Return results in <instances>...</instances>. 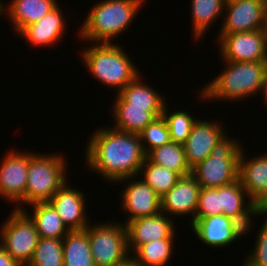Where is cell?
Instances as JSON below:
<instances>
[{"instance_id":"6da1fadb","label":"cell","mask_w":267,"mask_h":266,"mask_svg":"<svg viewBox=\"0 0 267 266\" xmlns=\"http://www.w3.org/2000/svg\"><path fill=\"white\" fill-rule=\"evenodd\" d=\"M90 137L84 150V163L89 171L111 184L129 177L138 178L146 158L139 134L102 126Z\"/></svg>"},{"instance_id":"7a4b0ae2","label":"cell","mask_w":267,"mask_h":266,"mask_svg":"<svg viewBox=\"0 0 267 266\" xmlns=\"http://www.w3.org/2000/svg\"><path fill=\"white\" fill-rule=\"evenodd\" d=\"M223 63L225 67L220 74L200 89L199 98L203 99L201 102L230 100L236 103L247 97L251 99L255 94L260 95L267 79L266 61Z\"/></svg>"},{"instance_id":"3957f363","label":"cell","mask_w":267,"mask_h":266,"mask_svg":"<svg viewBox=\"0 0 267 266\" xmlns=\"http://www.w3.org/2000/svg\"><path fill=\"white\" fill-rule=\"evenodd\" d=\"M146 0H102L90 9L78 30L79 39L89 43H112L136 19ZM130 25V26H129Z\"/></svg>"},{"instance_id":"277c9868","label":"cell","mask_w":267,"mask_h":266,"mask_svg":"<svg viewBox=\"0 0 267 266\" xmlns=\"http://www.w3.org/2000/svg\"><path fill=\"white\" fill-rule=\"evenodd\" d=\"M82 50L81 59L94 79L119 93L141 72L134 65L128 53L114 43H90ZM96 44V45H95Z\"/></svg>"},{"instance_id":"5b68a950","label":"cell","mask_w":267,"mask_h":266,"mask_svg":"<svg viewBox=\"0 0 267 266\" xmlns=\"http://www.w3.org/2000/svg\"><path fill=\"white\" fill-rule=\"evenodd\" d=\"M59 152L41 154L29 151L28 178L23 204L48 202L68 181V162ZM68 176V177H66Z\"/></svg>"},{"instance_id":"8992f818","label":"cell","mask_w":267,"mask_h":266,"mask_svg":"<svg viewBox=\"0 0 267 266\" xmlns=\"http://www.w3.org/2000/svg\"><path fill=\"white\" fill-rule=\"evenodd\" d=\"M222 138L211 150V154L191 169V175L201 188H217L239 179V158L242 142Z\"/></svg>"},{"instance_id":"52a82bcc","label":"cell","mask_w":267,"mask_h":266,"mask_svg":"<svg viewBox=\"0 0 267 266\" xmlns=\"http://www.w3.org/2000/svg\"><path fill=\"white\" fill-rule=\"evenodd\" d=\"M95 266H116L130 256L127 230L124 223L107 221L85 228Z\"/></svg>"},{"instance_id":"ba28073f","label":"cell","mask_w":267,"mask_h":266,"mask_svg":"<svg viewBox=\"0 0 267 266\" xmlns=\"http://www.w3.org/2000/svg\"><path fill=\"white\" fill-rule=\"evenodd\" d=\"M0 227V245L21 265L27 266L40 236L32 219L23 211L13 209Z\"/></svg>"},{"instance_id":"9c48e42d","label":"cell","mask_w":267,"mask_h":266,"mask_svg":"<svg viewBox=\"0 0 267 266\" xmlns=\"http://www.w3.org/2000/svg\"><path fill=\"white\" fill-rule=\"evenodd\" d=\"M219 54L224 61L253 62L267 60V39L263 29L218 34Z\"/></svg>"},{"instance_id":"30bf717a","label":"cell","mask_w":267,"mask_h":266,"mask_svg":"<svg viewBox=\"0 0 267 266\" xmlns=\"http://www.w3.org/2000/svg\"><path fill=\"white\" fill-rule=\"evenodd\" d=\"M10 149L2 162L0 161V197L7 202L15 204L17 210H23V197L25 196L29 151ZM21 205V206H20Z\"/></svg>"},{"instance_id":"8fae6325","label":"cell","mask_w":267,"mask_h":266,"mask_svg":"<svg viewBox=\"0 0 267 266\" xmlns=\"http://www.w3.org/2000/svg\"><path fill=\"white\" fill-rule=\"evenodd\" d=\"M266 7L264 0H226L223 13L225 21H222L218 34L263 29Z\"/></svg>"},{"instance_id":"7c38bea8","label":"cell","mask_w":267,"mask_h":266,"mask_svg":"<svg viewBox=\"0 0 267 266\" xmlns=\"http://www.w3.org/2000/svg\"><path fill=\"white\" fill-rule=\"evenodd\" d=\"M116 183L127 184H122L125 187L120 194L122 197L120 208L125 211L124 215L128 214L124 224L136 218L154 216L161 212V198L142 178L139 180L136 176L129 177Z\"/></svg>"},{"instance_id":"4fadbf2b","label":"cell","mask_w":267,"mask_h":266,"mask_svg":"<svg viewBox=\"0 0 267 266\" xmlns=\"http://www.w3.org/2000/svg\"><path fill=\"white\" fill-rule=\"evenodd\" d=\"M191 228L196 238L208 247L226 248L245 235V228L223 214L194 219Z\"/></svg>"},{"instance_id":"5bb4252c","label":"cell","mask_w":267,"mask_h":266,"mask_svg":"<svg viewBox=\"0 0 267 266\" xmlns=\"http://www.w3.org/2000/svg\"><path fill=\"white\" fill-rule=\"evenodd\" d=\"M172 220L174 221V218L160 212L154 216L140 217L128 221L125 227L130 254L132 255L140 246L150 241L175 239L177 227Z\"/></svg>"},{"instance_id":"9a60e30c","label":"cell","mask_w":267,"mask_h":266,"mask_svg":"<svg viewBox=\"0 0 267 266\" xmlns=\"http://www.w3.org/2000/svg\"><path fill=\"white\" fill-rule=\"evenodd\" d=\"M222 123L218 120L197 119L187 140L183 143L186 160L191 169L208 157L214 146L228 134L223 131Z\"/></svg>"},{"instance_id":"2e32d148","label":"cell","mask_w":267,"mask_h":266,"mask_svg":"<svg viewBox=\"0 0 267 266\" xmlns=\"http://www.w3.org/2000/svg\"><path fill=\"white\" fill-rule=\"evenodd\" d=\"M200 190L199 183L191 174L182 176L161 198V212L171 218L192 216L191 223L197 212Z\"/></svg>"},{"instance_id":"e0dca14e","label":"cell","mask_w":267,"mask_h":266,"mask_svg":"<svg viewBox=\"0 0 267 266\" xmlns=\"http://www.w3.org/2000/svg\"><path fill=\"white\" fill-rule=\"evenodd\" d=\"M78 190L67 181L48 201L70 231L83 230L90 225L84 192Z\"/></svg>"},{"instance_id":"ac0fdd59","label":"cell","mask_w":267,"mask_h":266,"mask_svg":"<svg viewBox=\"0 0 267 266\" xmlns=\"http://www.w3.org/2000/svg\"><path fill=\"white\" fill-rule=\"evenodd\" d=\"M245 150L242 148L239 158V179L249 199L261 210L267 204V153L248 158Z\"/></svg>"},{"instance_id":"d6986e66","label":"cell","mask_w":267,"mask_h":266,"mask_svg":"<svg viewBox=\"0 0 267 266\" xmlns=\"http://www.w3.org/2000/svg\"><path fill=\"white\" fill-rule=\"evenodd\" d=\"M220 209H223V215L233 218L246 229L244 236L250 232V229L251 231L253 230L254 219H252V217H260L261 211L260 208L249 199L240 179L220 187Z\"/></svg>"},{"instance_id":"ffe728a7","label":"cell","mask_w":267,"mask_h":266,"mask_svg":"<svg viewBox=\"0 0 267 266\" xmlns=\"http://www.w3.org/2000/svg\"><path fill=\"white\" fill-rule=\"evenodd\" d=\"M113 102L111 112L114 123L111 128L134 134H139L148 124L161 117L165 108L131 106L119 93Z\"/></svg>"},{"instance_id":"44dd1931","label":"cell","mask_w":267,"mask_h":266,"mask_svg":"<svg viewBox=\"0 0 267 266\" xmlns=\"http://www.w3.org/2000/svg\"><path fill=\"white\" fill-rule=\"evenodd\" d=\"M58 3L39 21L25 27L18 35L30 43L31 47H54L62 41L67 21ZM66 26V27H65Z\"/></svg>"},{"instance_id":"7402d4cb","label":"cell","mask_w":267,"mask_h":266,"mask_svg":"<svg viewBox=\"0 0 267 266\" xmlns=\"http://www.w3.org/2000/svg\"><path fill=\"white\" fill-rule=\"evenodd\" d=\"M59 2L57 0H11L5 4L0 0V17L8 15L17 35L27 26L39 21Z\"/></svg>"},{"instance_id":"603a6c76","label":"cell","mask_w":267,"mask_h":266,"mask_svg":"<svg viewBox=\"0 0 267 266\" xmlns=\"http://www.w3.org/2000/svg\"><path fill=\"white\" fill-rule=\"evenodd\" d=\"M32 212L23 211L32 219L40 238L63 239L70 230L49 202H37L31 205ZM32 215H31V214Z\"/></svg>"},{"instance_id":"cb8c5ba5","label":"cell","mask_w":267,"mask_h":266,"mask_svg":"<svg viewBox=\"0 0 267 266\" xmlns=\"http://www.w3.org/2000/svg\"><path fill=\"white\" fill-rule=\"evenodd\" d=\"M192 35L196 40L205 37L210 25L223 18L226 0H191ZM206 33V34H205Z\"/></svg>"},{"instance_id":"d4e9b609","label":"cell","mask_w":267,"mask_h":266,"mask_svg":"<svg viewBox=\"0 0 267 266\" xmlns=\"http://www.w3.org/2000/svg\"><path fill=\"white\" fill-rule=\"evenodd\" d=\"M62 247L64 266H95L85 229L70 231L62 239Z\"/></svg>"},{"instance_id":"484cf974","label":"cell","mask_w":267,"mask_h":266,"mask_svg":"<svg viewBox=\"0 0 267 266\" xmlns=\"http://www.w3.org/2000/svg\"><path fill=\"white\" fill-rule=\"evenodd\" d=\"M146 157L156 165L171 169L181 176L191 174L183 144L169 142L151 150Z\"/></svg>"},{"instance_id":"4316f807","label":"cell","mask_w":267,"mask_h":266,"mask_svg":"<svg viewBox=\"0 0 267 266\" xmlns=\"http://www.w3.org/2000/svg\"><path fill=\"white\" fill-rule=\"evenodd\" d=\"M139 74L131 83H128L119 94L131 104L138 107H165L166 99L152 86L144 83ZM142 77V78H141ZM143 81V82H142Z\"/></svg>"},{"instance_id":"83f0119b","label":"cell","mask_w":267,"mask_h":266,"mask_svg":"<svg viewBox=\"0 0 267 266\" xmlns=\"http://www.w3.org/2000/svg\"><path fill=\"white\" fill-rule=\"evenodd\" d=\"M174 241L175 239L150 241L140 246L131 257L140 266H168L175 251Z\"/></svg>"},{"instance_id":"f1b7e54d","label":"cell","mask_w":267,"mask_h":266,"mask_svg":"<svg viewBox=\"0 0 267 266\" xmlns=\"http://www.w3.org/2000/svg\"><path fill=\"white\" fill-rule=\"evenodd\" d=\"M139 175L162 198L182 177L179 173L151 162L147 157Z\"/></svg>"},{"instance_id":"f546056e","label":"cell","mask_w":267,"mask_h":266,"mask_svg":"<svg viewBox=\"0 0 267 266\" xmlns=\"http://www.w3.org/2000/svg\"><path fill=\"white\" fill-rule=\"evenodd\" d=\"M27 266H64L62 239L40 238Z\"/></svg>"},{"instance_id":"4dcf8cb0","label":"cell","mask_w":267,"mask_h":266,"mask_svg":"<svg viewBox=\"0 0 267 266\" xmlns=\"http://www.w3.org/2000/svg\"><path fill=\"white\" fill-rule=\"evenodd\" d=\"M162 116L168 125L170 140L181 144L187 140L193 125L198 119L194 115L192 116L190 113L188 114L187 111L185 112V110L179 111L176 109L175 111H172L171 109L170 112L167 104L165 105Z\"/></svg>"},{"instance_id":"1f68e13d","label":"cell","mask_w":267,"mask_h":266,"mask_svg":"<svg viewBox=\"0 0 267 266\" xmlns=\"http://www.w3.org/2000/svg\"><path fill=\"white\" fill-rule=\"evenodd\" d=\"M139 137L146 155L154 148L171 142L169 128L163 116L148 124L139 133Z\"/></svg>"},{"instance_id":"d6a6232c","label":"cell","mask_w":267,"mask_h":266,"mask_svg":"<svg viewBox=\"0 0 267 266\" xmlns=\"http://www.w3.org/2000/svg\"><path fill=\"white\" fill-rule=\"evenodd\" d=\"M260 216H263L264 223L259 226L258 233L255 238L254 248L249 252L251 254L245 257L242 266H267V216L260 211Z\"/></svg>"},{"instance_id":"836d02e7","label":"cell","mask_w":267,"mask_h":266,"mask_svg":"<svg viewBox=\"0 0 267 266\" xmlns=\"http://www.w3.org/2000/svg\"><path fill=\"white\" fill-rule=\"evenodd\" d=\"M220 214H223V209H220V187L201 188L194 219Z\"/></svg>"},{"instance_id":"e575fe53","label":"cell","mask_w":267,"mask_h":266,"mask_svg":"<svg viewBox=\"0 0 267 266\" xmlns=\"http://www.w3.org/2000/svg\"><path fill=\"white\" fill-rule=\"evenodd\" d=\"M0 266L21 265L0 245Z\"/></svg>"},{"instance_id":"d590c367","label":"cell","mask_w":267,"mask_h":266,"mask_svg":"<svg viewBox=\"0 0 267 266\" xmlns=\"http://www.w3.org/2000/svg\"><path fill=\"white\" fill-rule=\"evenodd\" d=\"M116 266H140L131 256L124 262L117 264Z\"/></svg>"},{"instance_id":"8d00e7d4","label":"cell","mask_w":267,"mask_h":266,"mask_svg":"<svg viewBox=\"0 0 267 266\" xmlns=\"http://www.w3.org/2000/svg\"><path fill=\"white\" fill-rule=\"evenodd\" d=\"M262 98H264L263 102L266 103L265 106L267 105V79L265 81V84L263 85L262 89H261V93ZM264 96V97H263Z\"/></svg>"},{"instance_id":"74e56055","label":"cell","mask_w":267,"mask_h":266,"mask_svg":"<svg viewBox=\"0 0 267 266\" xmlns=\"http://www.w3.org/2000/svg\"><path fill=\"white\" fill-rule=\"evenodd\" d=\"M264 35L267 39V7L265 10V18H264V27H263Z\"/></svg>"},{"instance_id":"f35d334b","label":"cell","mask_w":267,"mask_h":266,"mask_svg":"<svg viewBox=\"0 0 267 266\" xmlns=\"http://www.w3.org/2000/svg\"><path fill=\"white\" fill-rule=\"evenodd\" d=\"M261 211L267 216V204L261 209Z\"/></svg>"},{"instance_id":"ab89813d","label":"cell","mask_w":267,"mask_h":266,"mask_svg":"<svg viewBox=\"0 0 267 266\" xmlns=\"http://www.w3.org/2000/svg\"><path fill=\"white\" fill-rule=\"evenodd\" d=\"M266 77H267V60H266Z\"/></svg>"}]
</instances>
